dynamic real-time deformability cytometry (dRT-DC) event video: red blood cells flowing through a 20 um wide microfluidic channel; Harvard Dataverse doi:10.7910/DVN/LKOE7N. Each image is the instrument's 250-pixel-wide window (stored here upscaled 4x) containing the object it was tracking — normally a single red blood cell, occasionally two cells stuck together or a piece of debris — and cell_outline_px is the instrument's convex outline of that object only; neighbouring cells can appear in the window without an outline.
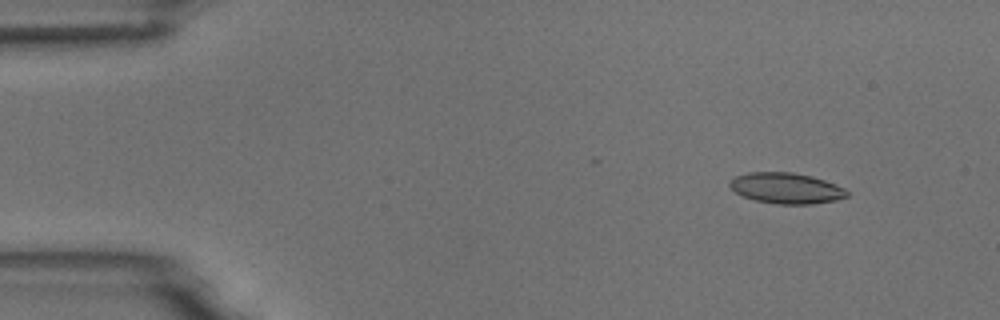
{"species": "common noctule bat (a hibernating species)", "species_latin": "Nyctalus noctula", "temperature_condition": "room temperature", "stored_images_in_passage": 4, "camera_frame_rate_fps": 3000, "um_per_image_px": 0.085, "animal": {"sex": "male", "body_mass_g": 18.8}, "frame": {"image": 1, "passage_image": 1, "time_ms": 0.0, "image_size_px": [1000, 320], "cell_outline_px": [[848, 196], [836, 200], [812, 204], [776, 204], [756, 200], [744, 196], [736, 192], [728, 184], [736, 176], [748, 172], [792, 172], [812, 176], [836, 184], [844, 188], [848, 192]], "centroid_in_image_um": [66.86, 15.99], "position_along_channel_um": 18.1, "area_um2": 20.92}}
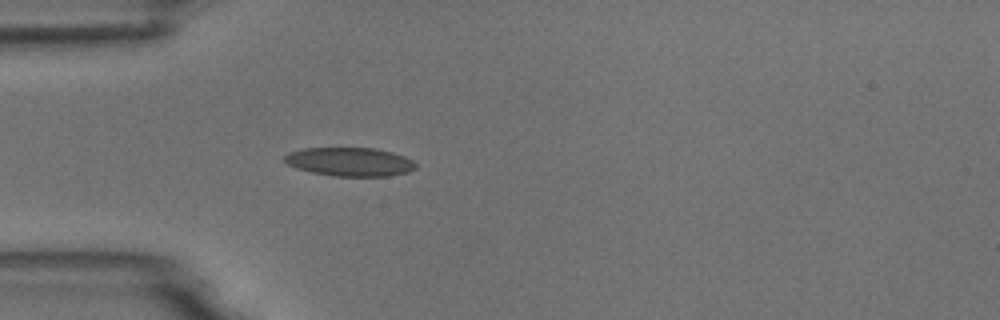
{"frame": {"image": 2, "passage_image": 4, "time_ms": 3.333, "image_size_px": [1000, 320], "cell_outline_px": [[416, 168], [408, 172], [388, 176], [332, 176], [312, 172], [296, 168], [288, 164], [284, 160], [284, 156], [288, 152], [304, 148], [376, 148], [392, 152], [404, 156], [412, 160], [416, 164]], "centroid_in_image_um": [29.73, 13.75], "position_along_channel_um": 55.3, "area_um2": 21.96}}